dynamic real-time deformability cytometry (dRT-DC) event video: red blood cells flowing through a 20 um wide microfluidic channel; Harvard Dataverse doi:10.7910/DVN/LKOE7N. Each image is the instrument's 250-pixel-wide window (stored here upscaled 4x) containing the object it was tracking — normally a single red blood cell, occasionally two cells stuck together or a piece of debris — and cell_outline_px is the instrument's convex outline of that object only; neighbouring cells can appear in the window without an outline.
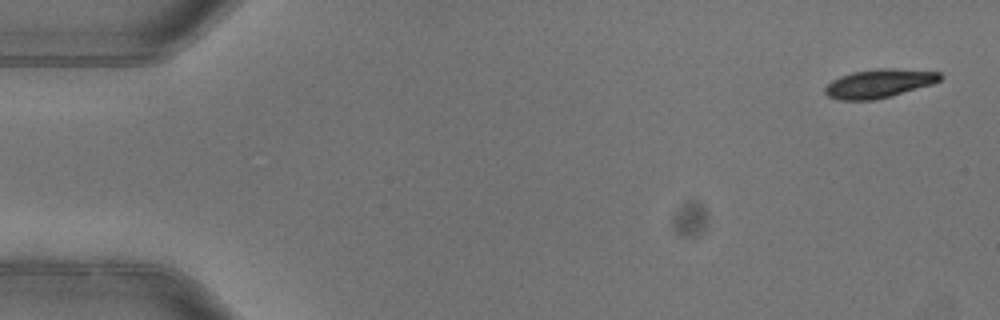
{"species": "common noctule bat (a hibernating species)", "species_latin": "Nyctalus noctula", "temperature_condition": "warm", "stored_images_in_passage": 5, "segment_of_instrument_passage": [2, 2], "camera_frame_rate_fps": 3000, "um_per_image_px": 0.085, "animal": {"sex": "female"}, "frame": {"image": 1, "passage_image": 5, "time_ms": 1.333, "image_size_px": [1000, 320], "cell_outline_px": [[944, 76], [940, 80], [932, 84], [892, 96], [872, 100], [840, 100], [828, 96], [824, 92], [824, 88], [832, 80], [840, 76], [852, 72], [880, 68], [896, 68], [940, 72]], "centroid_in_image_um": [74.73, 7.09], "position_along_channel_um": 10.3, "area_um2": 19.31}}